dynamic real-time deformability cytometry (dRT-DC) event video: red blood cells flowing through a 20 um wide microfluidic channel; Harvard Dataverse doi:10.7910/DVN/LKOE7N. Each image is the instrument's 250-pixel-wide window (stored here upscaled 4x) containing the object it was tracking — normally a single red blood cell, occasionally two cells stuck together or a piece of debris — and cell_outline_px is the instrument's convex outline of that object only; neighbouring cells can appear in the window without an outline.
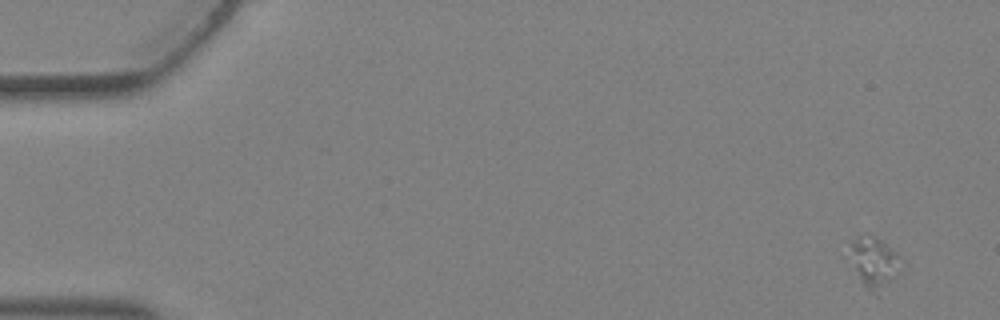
{"species": "Egyptian fruit bat (a non-hibernating species)", "species_latin": "Rousettus aegyptiacus", "temperature_condition": "warm", "stored_images_in_passage": 4, "camera_frame_rate_fps": 3000, "um_per_image_px": 0.085, "animal": {"sex": "female"}, "frame": {"image": 1, "passage_image": 1, "time_ms": 0.0, "image_size_px": [1000, 320], "cell_outline_px": [[896, 256], [876, 296], [864, 284], [856, 268], [852, 248], [852, 240], [864, 232], [868, 232], [880, 240]], "centroid_in_image_um": [74.11, 22.13], "position_along_channel_um": 10.9, "area_um2": 12.14}}